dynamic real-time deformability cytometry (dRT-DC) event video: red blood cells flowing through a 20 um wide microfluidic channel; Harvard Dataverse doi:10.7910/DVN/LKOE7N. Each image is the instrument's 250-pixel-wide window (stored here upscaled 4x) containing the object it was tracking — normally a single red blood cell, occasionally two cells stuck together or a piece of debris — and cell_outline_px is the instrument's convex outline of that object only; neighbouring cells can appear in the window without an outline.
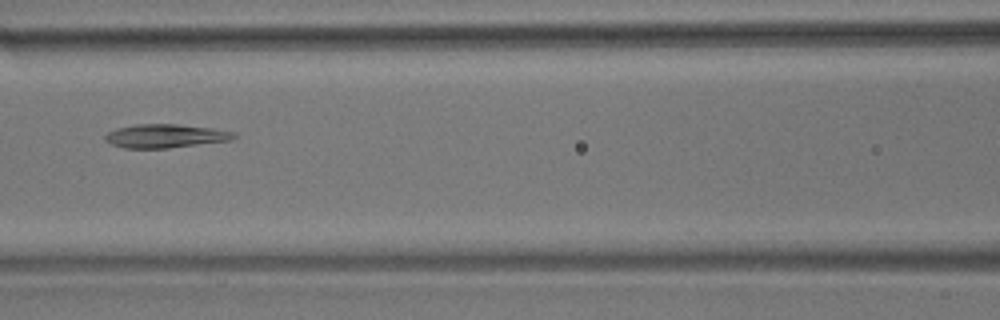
{"species": "common noctule bat (a hibernating species)", "species_latin": "Nyctalus noctula", "temperature_condition": "room temperature", "stored_images_in_passage": 7, "camera_frame_rate_fps": 3000, "um_per_image_px": 0.085, "animal": {"sex": "male", "body_mass_g": 17.9}, "frame": {"image": 1, "passage_image": 6, "time_ms": 1.667, "image_size_px": [1000, 320], "cell_outline_px": [[236, 136], [228, 140], [168, 148], [124, 148], [112, 144], [104, 140], [104, 136], [108, 132], [116, 128], [136, 124], [176, 124], [212, 128], [236, 132]], "centroid_in_image_um": [14.01, 11.55], "position_along_channel_um": 152.6, "area_um2": 17.57}}
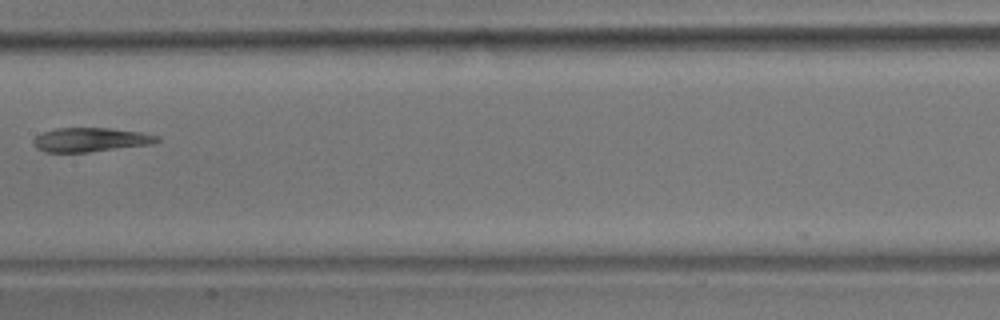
{"frame": {"image": 2, "passage_image": 7, "time_ms": 2.0, "image_size_px": [1000, 320], "cell_outline_px": [[160, 140], [152, 144], [88, 152], [44, 152], [36, 148], [32, 144], [32, 140], [36, 136], [44, 132], [56, 128], [108, 128], [140, 132], [160, 136]], "centroid_in_image_um": [7.68, 11.88], "position_along_channel_um": 199.7, "area_um2": 17.34}}